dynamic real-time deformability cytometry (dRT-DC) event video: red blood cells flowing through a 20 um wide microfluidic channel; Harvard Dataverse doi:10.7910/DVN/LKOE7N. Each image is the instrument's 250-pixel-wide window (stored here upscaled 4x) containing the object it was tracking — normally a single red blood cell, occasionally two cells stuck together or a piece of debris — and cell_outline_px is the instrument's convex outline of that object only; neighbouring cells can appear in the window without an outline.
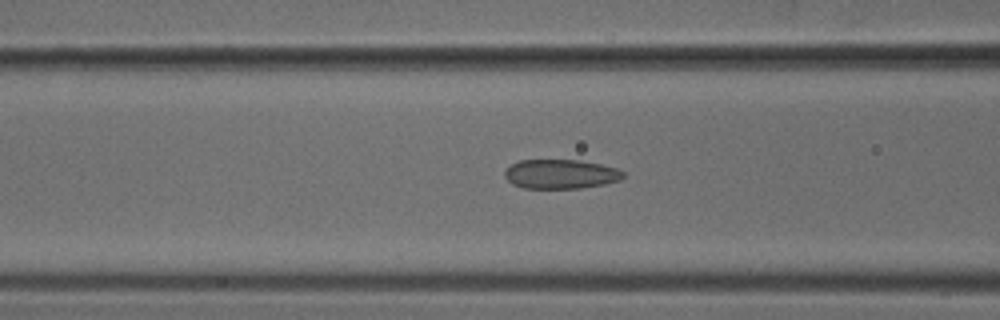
{"species": "common noctule bat (a hibernating species)", "species_latin": "Nyctalus noctula", "temperature_condition": "cold", "stored_images_in_passage": 52, "camera_frame_rate_fps": 3000, "um_per_image_px": 0.085, "animal": {"sex": "male", "body_mass_g": 18.8}, "frame": {"image": 1, "passage_image": 20, "time_ms": 6.333, "image_size_px": [1000, 320], "cell_outline_px": [[624, 176], [620, 180], [604, 184], [580, 188], [524, 188], [512, 184], [504, 176], [504, 172], [512, 164], [520, 160], [580, 160], [600, 164], [616, 168], [624, 172]], "centroid_in_image_um": [47.66, 14.79], "position_along_channel_um": 118.9, "area_um2": 20.17}}
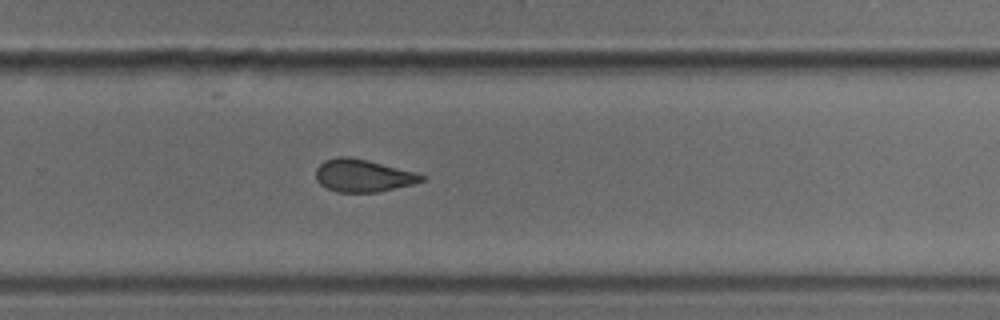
{"frame": {"image": 2, "passage_image": 34, "time_ms": 11.0, "image_size_px": [1000, 320], "cell_outline_px": [[424, 180], [412, 184], [376, 192], [336, 192], [320, 184], [316, 180], [316, 168], [324, 160], [336, 156], [348, 156], [368, 160], [416, 172], [424, 176]], "centroid_in_image_um": [30.82, 14.91], "position_along_channel_um": 299.0, "area_um2": 20.0}}
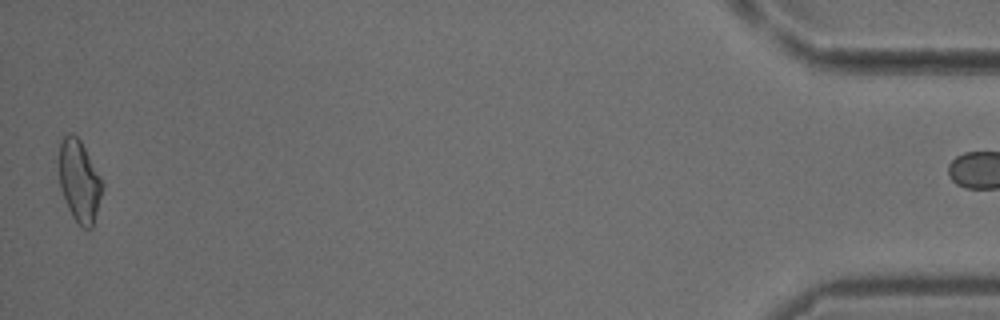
{"frame": {"image": 3, "passage_image": 51, "time_ms": 16.667, "image_size_px": [1000, 320], "cell_outline_px": [[104, 184], [92, 228], [84, 228], [72, 216], [68, 208], [60, 188], [60, 144], [64, 136], [68, 132], [72, 132], [80, 140], [100, 176]], "centroid_in_image_um": [6.75, 15.38], "position_along_channel_um": 428.5, "area_um2": 20.23}}